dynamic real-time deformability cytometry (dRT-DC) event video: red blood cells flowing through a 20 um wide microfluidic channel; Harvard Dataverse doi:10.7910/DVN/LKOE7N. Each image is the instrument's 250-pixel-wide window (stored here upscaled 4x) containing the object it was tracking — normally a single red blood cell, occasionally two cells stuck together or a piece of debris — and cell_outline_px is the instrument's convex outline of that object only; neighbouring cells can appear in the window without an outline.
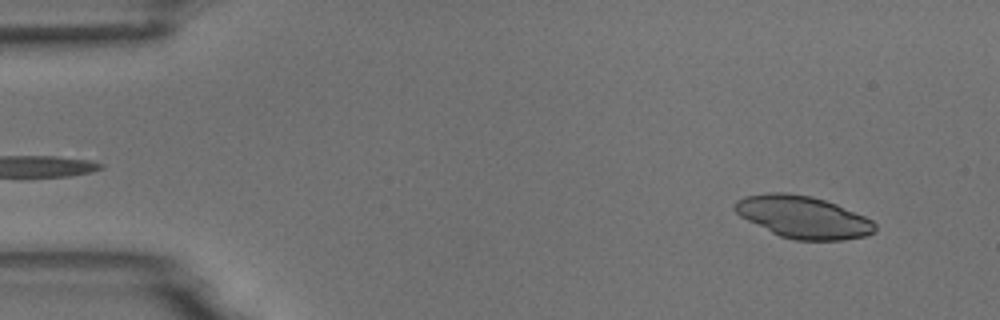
{"species": "common noctule bat (a hibernating species)", "species_latin": "Nyctalus noctula", "temperature_condition": "room temperature", "stored_images_in_passage": 51, "camera_frame_rate_fps": 3000, "um_per_image_px": 0.085, "animal": {"sex": "male", "body_mass_g": 18.8}, "frame": {"image": 1, "passage_image": 2, "time_ms": 0.333, "image_size_px": [1000, 320], "cell_outline_px": [[876, 232], [864, 236], [844, 240], [796, 240], [780, 236], [740, 216], [732, 208], [736, 200], [744, 196], [768, 192], [784, 192], [812, 196], [836, 204], [864, 216], [872, 220], [876, 224]], "centroid_in_image_um": [68.26, 18.44], "position_along_channel_um": 16.7, "area_um2": 34.39}}